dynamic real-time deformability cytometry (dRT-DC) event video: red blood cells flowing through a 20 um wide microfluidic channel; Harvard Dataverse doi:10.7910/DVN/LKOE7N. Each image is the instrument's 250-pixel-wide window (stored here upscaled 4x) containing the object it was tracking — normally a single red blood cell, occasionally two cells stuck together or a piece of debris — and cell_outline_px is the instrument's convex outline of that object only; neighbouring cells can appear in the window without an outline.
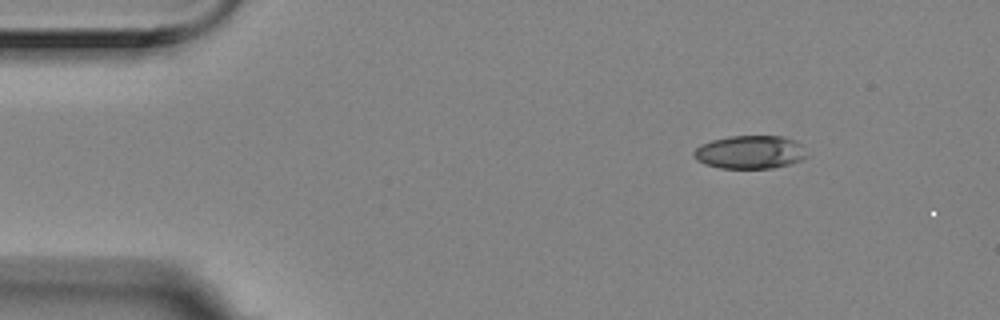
{"species": "Egyptian fruit bat (a non-hibernating species)", "species_latin": "Rousettus aegyptiacus", "temperature_condition": "room temperature", "stored_images_in_passage": 6, "camera_frame_rate_fps": 3000, "um_per_image_px": 0.085, "animal": {"sex": "female"}, "frame": {"image": 1, "passage_image": 1, "time_ms": 0.0, "image_size_px": [1000, 320], "cell_outline_px": [[808, 156], [800, 160], [788, 164], [772, 168], [720, 168], [704, 164], [696, 160], [692, 152], [700, 144], [712, 140], [732, 136], [784, 136], [796, 140], [800, 144]], "centroid_in_image_um": [63.73, 12.93], "position_along_channel_um": 21.3, "area_um2": 21.91}}
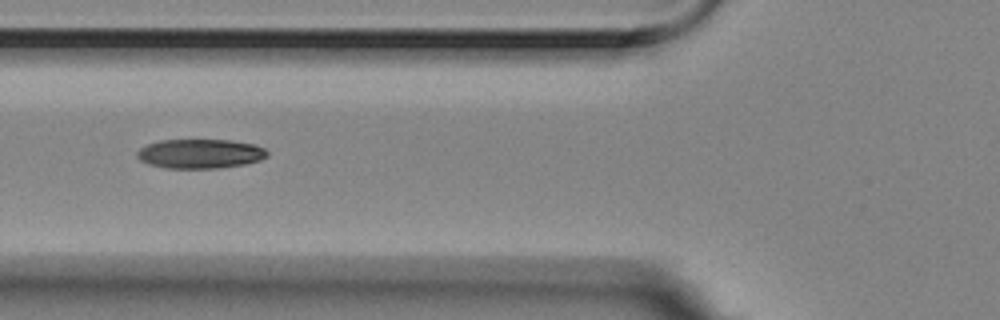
{"frame": {"image": 2, "passage_image": 5, "time_ms": 1.333, "image_size_px": [1000, 320], "cell_outline_px": [[268, 156], [260, 160], [244, 164], [220, 168], [164, 168], [148, 164], [140, 160], [136, 156], [136, 152], [140, 148], [148, 144], [160, 140], [232, 140], [256, 144], [264, 148], [268, 152]], "centroid_in_image_um": [17.02, 13.06], "position_along_channel_um": 108.8, "area_um2": 22.43}}
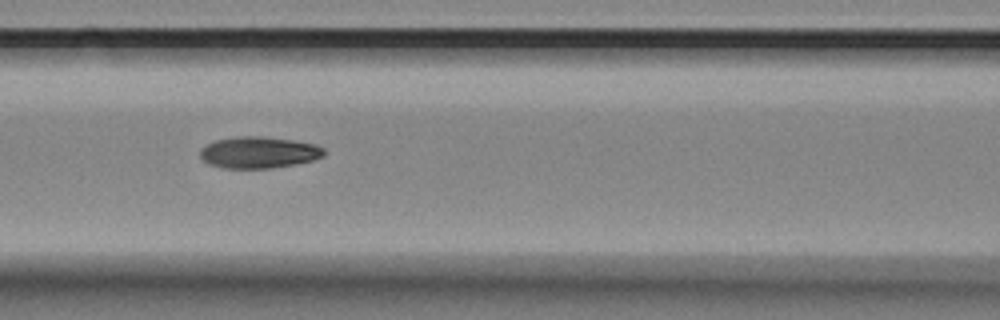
{"frame": {"image": 3, "passage_image": 6, "time_ms": 1.667, "image_size_px": [1000, 320], "cell_outline_px": [[324, 156], [312, 160], [296, 164], [272, 168], [224, 168], [208, 164], [200, 156], [200, 148], [216, 140], [236, 136], [264, 136], [292, 140], [316, 144], [324, 148]], "centroid_in_image_um": [21.99, 12.95], "position_along_channel_um": 144.6, "area_um2": 22.83}}